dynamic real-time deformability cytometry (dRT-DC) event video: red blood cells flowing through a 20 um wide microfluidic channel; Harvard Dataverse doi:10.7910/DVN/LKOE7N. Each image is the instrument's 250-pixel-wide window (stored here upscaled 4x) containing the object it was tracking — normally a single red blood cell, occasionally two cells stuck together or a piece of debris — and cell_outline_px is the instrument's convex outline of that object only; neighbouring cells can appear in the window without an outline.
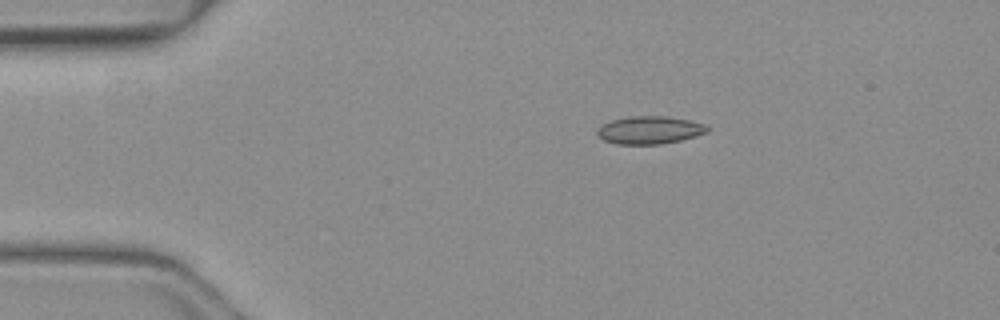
{"species": "common noctule bat (a hibernating species)", "species_latin": "Nyctalus noctula", "temperature_condition": "warm", "stored_images_in_passage": 15, "segment_of_instrument_passage": [2, 2], "camera_frame_rate_fps": 3000, "um_per_image_px": 0.085, "animal": {"sex": "female", "body_mass_g": 19.3, "forearm_length_mm": 54.1}, "frame": {"image": 1, "passage_image": 15, "time_ms": 4.667, "image_size_px": [1000, 320], "cell_outline_px": [[708, 132], [696, 136], [680, 140], [660, 144], [616, 144], [604, 140], [596, 136], [596, 128], [612, 120], [628, 116], [668, 116], [688, 120], [704, 124], [708, 128]], "centroid_in_image_um": [55.18, 11.05], "position_along_channel_um": 29.8, "area_um2": 17.86}}